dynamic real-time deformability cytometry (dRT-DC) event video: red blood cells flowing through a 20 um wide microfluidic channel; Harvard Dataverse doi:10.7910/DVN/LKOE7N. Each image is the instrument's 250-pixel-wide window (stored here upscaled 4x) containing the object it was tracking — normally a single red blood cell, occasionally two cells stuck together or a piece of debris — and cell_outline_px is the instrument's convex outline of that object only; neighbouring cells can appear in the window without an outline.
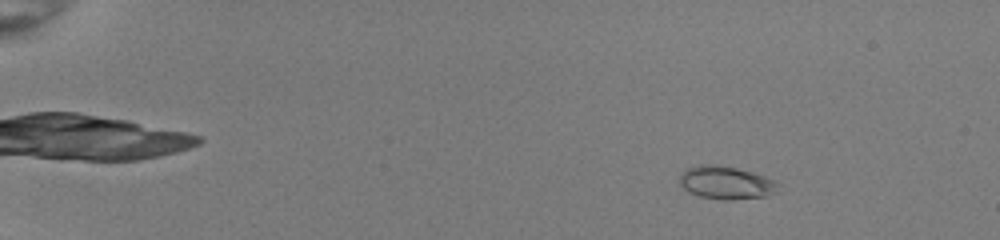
{"species": "common noctule bat (a hibernating species)", "species_latin": "Nyctalus noctula", "temperature_condition": "room temperature", "stored_images_in_passage": 49, "camera_frame_rate_fps": 3000, "um_per_image_px": 0.085, "animal": {"sex": "female", "body_mass_g": 22.0, "forearm_length_mm": 56.7}, "frame": {"image": 1, "passage_image": 4, "time_ms": 1.0, "image_size_px": [1000, 240], "cell_outline_px": [[780, 184], [776, 192], [768, 196], [732, 200], [720, 200], [700, 196], [688, 192], [680, 184], [680, 176], [688, 168], [696, 164], [716, 164], [736, 168], [752, 172], [776, 180]], "centroid_in_image_um": [61.74, 15.53], "position_along_channel_um": 23.3, "area_um2": 19.13}}
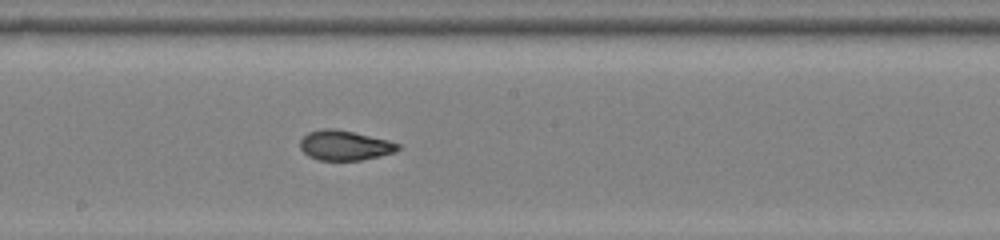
{"frame": {"image": 2, "passage_image": 28, "time_ms": 9.0, "image_size_px": [1000, 240], "cell_outline_px": [[400, 148], [396, 152], [380, 156], [360, 160], [320, 160], [308, 156], [300, 148], [300, 140], [308, 132], [324, 128], [332, 128], [352, 132], [388, 140], [400, 144]], "centroid_in_image_um": [29.3, 12.36], "position_along_channel_um": 218.9, "area_um2": 16.94}}
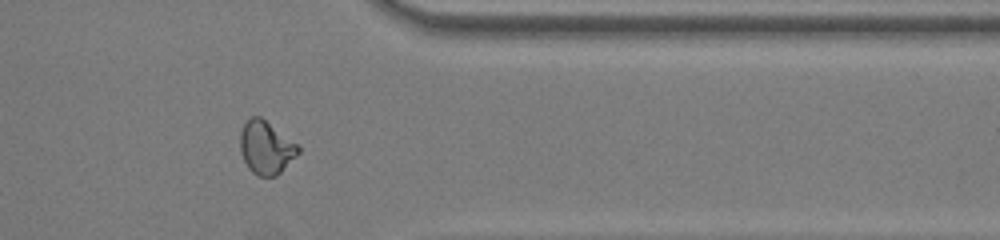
{"frame": {"image": 3, "passage_image": 41, "time_ms": 13.333, "image_size_px": [1000, 240], "cell_outline_px": [[300, 152], [276, 176], [260, 176], [252, 172], [248, 168], [240, 152], [240, 132], [244, 124], [252, 116], [260, 116], [300, 144]], "centroid_in_image_um": [22.63, 12.53], "position_along_channel_um": 388.8, "area_um2": 18.09}, "authors_computed_cell_mechanics": {"area_um2": 17.8024, "velocity_mm_per_s": 4.0175, "shape_relaxation_time_tau1_ms": 6.6782, "shape_relaxation_time_tau2_ms": 0.9717, "deformation_change_tau1": 0.2296, "deformation_change_tau2": 0.0636}}